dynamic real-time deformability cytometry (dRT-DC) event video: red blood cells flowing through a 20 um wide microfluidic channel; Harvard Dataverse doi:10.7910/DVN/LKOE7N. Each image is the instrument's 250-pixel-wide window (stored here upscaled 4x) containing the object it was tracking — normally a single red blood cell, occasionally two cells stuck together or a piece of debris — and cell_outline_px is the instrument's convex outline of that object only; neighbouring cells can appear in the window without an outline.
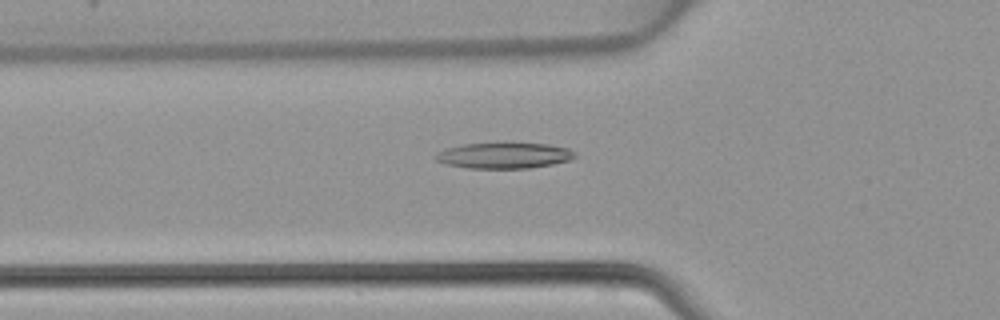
{"species": "common noctule bat (a hibernating species)", "species_latin": "Nyctalus noctula", "temperature_condition": "warm", "stored_images_in_passage": 46, "camera_frame_rate_fps": 3000, "um_per_image_px": 0.085, "animal": {"sex": "female", "body_mass_g": 22.7, "forearm_length_mm": 54.2}, "frame": {"image": 1, "passage_image": 16, "time_ms": 5.0, "image_size_px": [1000, 320], "cell_outline_px": [[576, 156], [568, 160], [552, 164], [528, 168], [468, 168], [448, 164], [436, 160], [432, 156], [436, 152], [448, 148], [464, 144], [504, 140], [548, 144], [568, 148]], "centroid_in_image_um": [42.81, 13.17], "position_along_channel_um": 83.0, "area_um2": 21.68}}
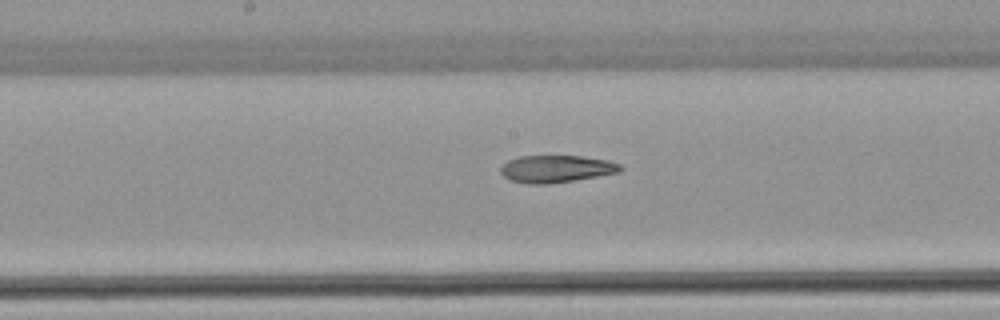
{"frame": {"image": 2, "passage_image": 24, "time_ms": 7.667, "image_size_px": [1000, 320], "cell_outline_px": [[624, 168], [620, 172], [548, 184], [528, 184], [508, 180], [500, 172], [500, 168], [508, 160], [520, 156], [580, 156], [608, 160], [620, 164]], "centroid_in_image_um": [47.26, 14.35], "position_along_channel_um": 200.9, "area_um2": 18.96}}
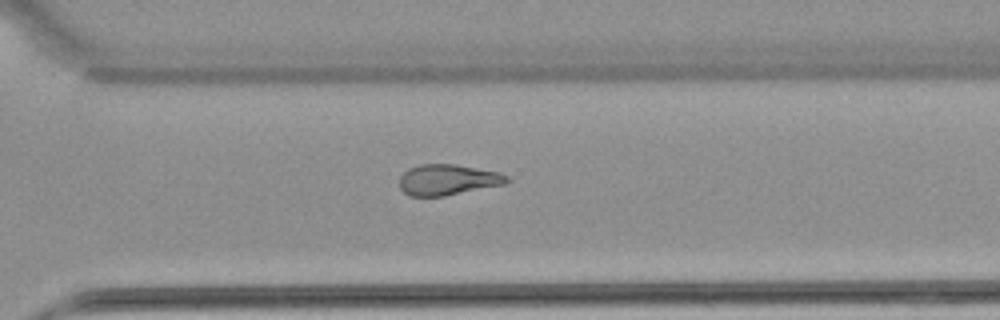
{"frame": {"image": 3, "passage_image": 33, "time_ms": 10.667, "image_size_px": [1000, 320], "cell_outline_px": [[512, 180], [504, 184], [444, 196], [408, 196], [400, 188], [400, 176], [408, 168], [420, 164], [456, 164], [500, 172], [508, 176]], "centroid_in_image_um": [38.07, 15.27], "position_along_channel_um": 332.5, "area_um2": 19.36}}